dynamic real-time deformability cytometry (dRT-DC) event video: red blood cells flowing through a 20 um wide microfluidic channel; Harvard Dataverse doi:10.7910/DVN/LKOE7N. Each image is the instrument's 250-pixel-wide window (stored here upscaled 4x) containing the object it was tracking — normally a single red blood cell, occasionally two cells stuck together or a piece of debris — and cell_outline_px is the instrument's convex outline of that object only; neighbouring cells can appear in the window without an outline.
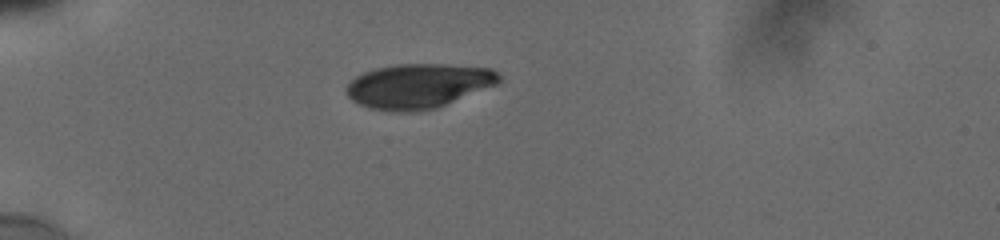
{"species": "human", "species_latin": "Homo sapiens", "temperature_condition": "cold", "stored_images_in_passage": 9, "camera_frame_rate_fps": 3000, "um_per_image_px": 0.085, "donor": {"sex": "male"}, "frame": {"image": 1, "passage_image": 1, "time_ms": 0.0, "image_size_px": [1000, 240], "cell_outline_px": [[500, 80], [496, 84], [436, 108], [416, 112], [392, 112], [368, 108], [352, 100], [344, 92], [344, 88], [356, 76], [364, 72], [396, 64], [440, 64], [492, 68], [500, 76]], "centroid_in_image_um": [35.52, 7.32], "position_along_channel_um": 49.5, "area_um2": 39.54}}
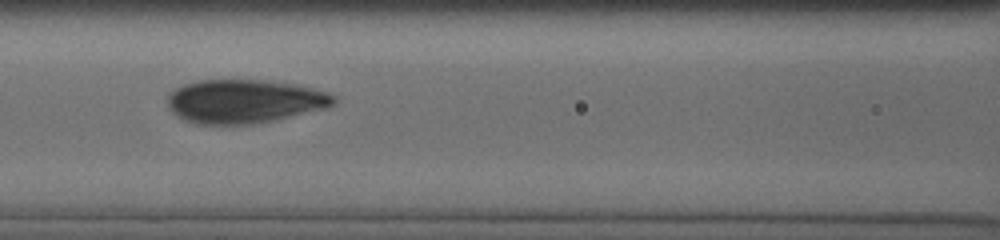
{"frame": {"image": 2, "passage_image": 5, "time_ms": 3.333, "image_size_px": [1000, 240], "cell_outline_px": [[336, 104], [328, 108], [272, 120], [252, 124], [196, 124], [184, 120], [172, 112], [168, 108], [168, 96], [176, 88], [184, 84], [200, 80], [268, 80], [296, 84], [328, 92], [336, 96]], "centroid_in_image_um": [20.8, 8.61], "position_along_channel_um": 145.8, "area_um2": 42.43}}
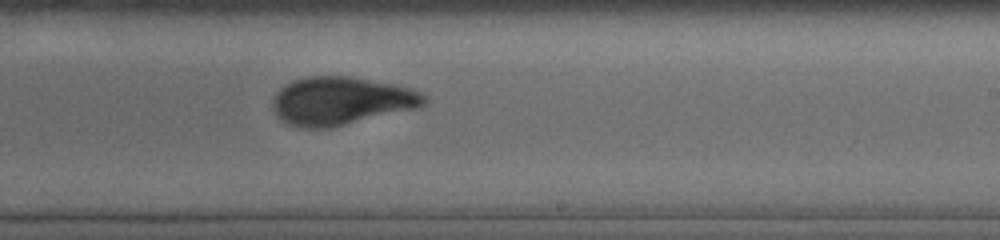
{"frame": {"image": 3, "passage_image": 9, "time_ms": 6.333, "image_size_px": [1000, 240], "cell_outline_px": [[428, 100], [420, 108], [332, 128], [300, 128], [288, 124], [280, 120], [276, 116], [272, 108], [272, 100], [276, 92], [280, 88], [296, 80], [312, 76], [348, 76], [396, 84], [420, 92], [428, 96]], "centroid_in_image_um": [29.01, 8.6], "position_along_channel_um": 260.0, "area_um2": 42.95}}